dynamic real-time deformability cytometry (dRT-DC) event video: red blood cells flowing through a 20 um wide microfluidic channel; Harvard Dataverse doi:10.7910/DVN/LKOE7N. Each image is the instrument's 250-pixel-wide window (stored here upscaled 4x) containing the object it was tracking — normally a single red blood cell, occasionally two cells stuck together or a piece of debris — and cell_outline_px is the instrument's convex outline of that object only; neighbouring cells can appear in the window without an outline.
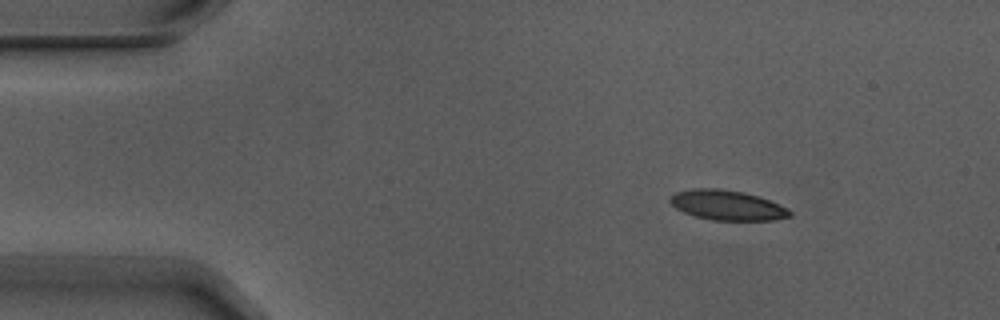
{"species": "Egyptian fruit bat (a non-hibernating species)", "species_latin": "Rousettus aegyptiacus", "temperature_condition": "warm", "stored_images_in_passage": 4, "camera_frame_rate_fps": 3000, "um_per_image_px": 0.085, "animal": {"sex": "male"}, "frame": {"image": 1, "passage_image": 2, "time_ms": 0.333, "image_size_px": [1000, 320], "cell_outline_px": [[792, 216], [776, 220], [712, 220], [696, 216], [684, 212], [676, 208], [668, 200], [668, 196], [676, 192], [696, 188], [716, 188], [744, 192], [780, 204], [788, 208], [792, 212]], "centroid_in_image_um": [61.82, 17.44], "position_along_channel_um": 23.2, "area_um2": 20.87}}
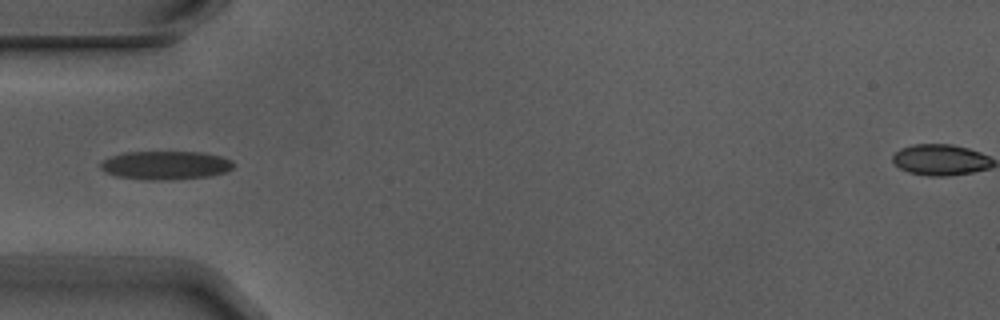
{"frame": {"image": 2, "passage_image": 4, "time_ms": 1.0, "image_size_px": [1000, 320], "cell_outline_px": [[236, 164], [228, 172], [208, 176], [164, 180], [144, 180], [116, 176], [104, 172], [100, 168], [100, 164], [104, 160], [112, 156], [124, 152], [204, 152], [220, 156], [232, 160]], "centroid_in_image_um": [14.09, 14.05], "position_along_channel_um": 70.9, "area_um2": 22.25}}